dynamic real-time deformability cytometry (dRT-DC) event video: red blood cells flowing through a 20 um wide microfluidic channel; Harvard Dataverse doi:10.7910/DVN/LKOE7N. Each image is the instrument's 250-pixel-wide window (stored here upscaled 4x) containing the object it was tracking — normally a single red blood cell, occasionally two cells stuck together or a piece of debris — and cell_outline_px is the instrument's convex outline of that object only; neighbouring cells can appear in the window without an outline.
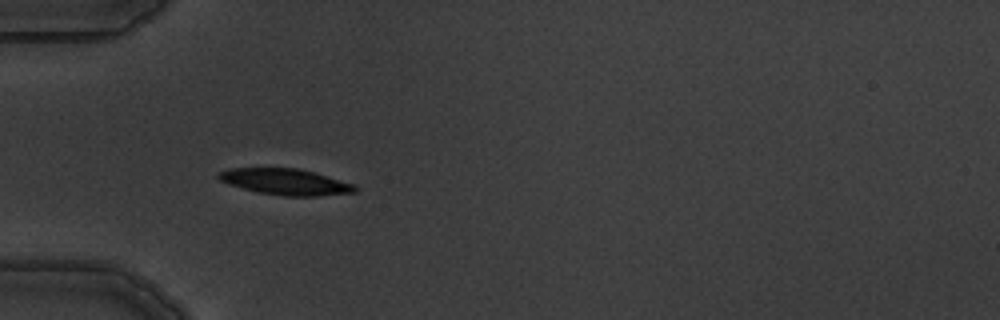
{"species": "common noctule bat (a hibernating species)", "species_latin": "Nyctalus noctula", "temperature_condition": "warm", "stored_images_in_passage": 7, "camera_frame_rate_fps": 3000, "um_per_image_px": 0.085, "animal": {"sex": "male", "body_mass_g": 19.5, "forearm_length_mm": 54.6}, "frame": {"image": 1, "passage_image": 6, "time_ms": 7.0, "image_size_px": [1000, 320], "cell_outline_px": [[356, 192], [316, 196], [284, 196], [256, 192], [220, 180], [216, 176], [216, 172], [228, 168], [296, 168], [312, 172], [356, 184]], "centroid_in_image_um": [24.25, 15.45], "position_along_channel_um": 60.8, "area_um2": 20.63}}
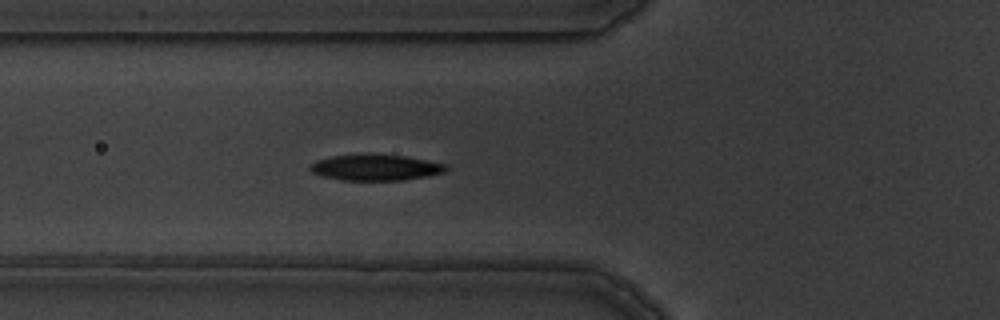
{"frame": {"image": 2, "passage_image": 7, "time_ms": 8.0, "image_size_px": [1000, 320], "cell_outline_px": [[448, 168], [444, 172], [428, 176], [404, 180], [340, 180], [324, 176], [312, 172], [308, 168], [316, 160], [332, 156], [364, 152], [404, 156], [448, 164]], "centroid_in_image_um": [31.92, 14.21], "position_along_channel_um": 93.9, "area_um2": 20.98}}